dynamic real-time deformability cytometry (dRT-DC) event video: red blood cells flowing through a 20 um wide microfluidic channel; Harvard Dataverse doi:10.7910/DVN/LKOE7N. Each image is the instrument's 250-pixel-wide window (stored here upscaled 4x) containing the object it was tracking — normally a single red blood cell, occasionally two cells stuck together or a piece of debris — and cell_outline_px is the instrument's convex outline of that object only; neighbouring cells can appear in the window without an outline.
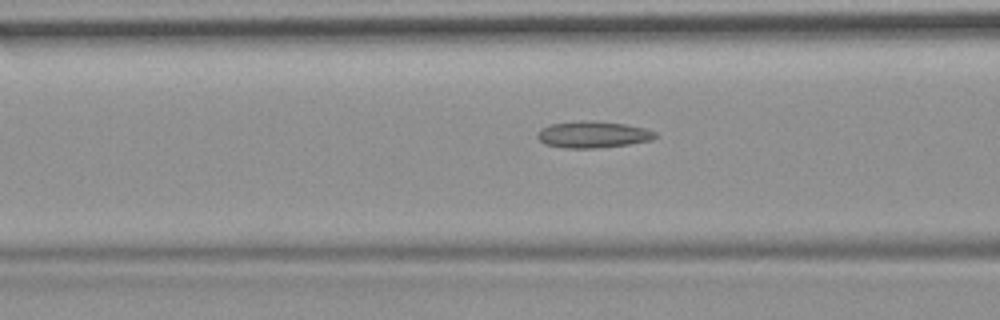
{"species": "common noctule bat (a hibernating species)", "species_latin": "Nyctalus noctula", "temperature_condition": "room temperature", "stored_images_in_passage": 9, "camera_frame_rate_fps": 3000, "um_per_image_px": 0.085, "animal": {"sex": "female", "body_mass_g": 19.9}, "frame": {"image": 1, "passage_image": 4, "time_ms": 1.0, "image_size_px": [1000, 320], "cell_outline_px": [[656, 136], [652, 140], [628, 144], [596, 148], [564, 148], [544, 144], [536, 136], [536, 132], [540, 128], [548, 124], [584, 120], [592, 120], [624, 124], [644, 128], [656, 132]], "centroid_in_image_um": [50.34, 11.43], "position_along_channel_um": 116.3, "area_um2": 18.38}}